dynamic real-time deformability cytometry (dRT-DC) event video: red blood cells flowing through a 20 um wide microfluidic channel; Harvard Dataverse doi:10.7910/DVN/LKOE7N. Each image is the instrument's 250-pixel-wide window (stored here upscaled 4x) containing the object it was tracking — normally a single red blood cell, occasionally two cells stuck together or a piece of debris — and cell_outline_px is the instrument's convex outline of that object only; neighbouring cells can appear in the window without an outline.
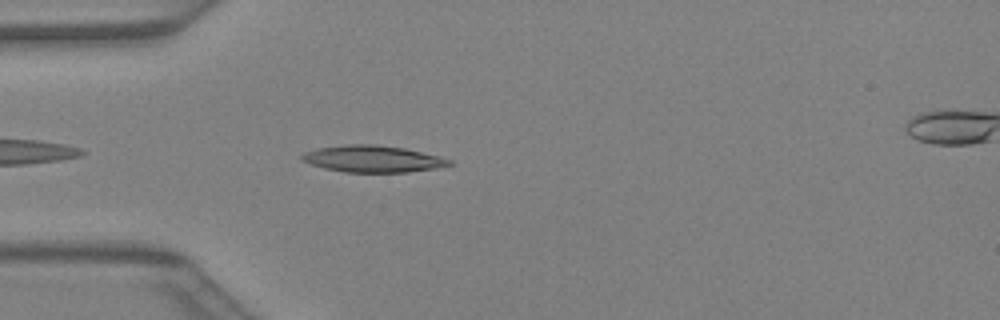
{"species": "Egyptian fruit bat (a non-hibernating species)", "species_latin": "Rousettus aegyptiacus", "temperature_condition": "warm", "stored_images_in_passage": 12, "camera_frame_rate_fps": 3000, "um_per_image_px": 0.085, "animal": {"sex": "female"}, "frame": {"image": 1, "passage_image": 3, "time_ms": 0.667, "image_size_px": [1000, 320], "cell_outline_px": [[452, 164], [436, 168], [408, 172], [344, 172], [324, 168], [300, 160], [300, 156], [304, 152], [320, 148], [344, 144], [376, 144], [404, 148], [440, 156], [452, 160]], "centroid_in_image_um": [31.68, 13.5], "position_along_channel_um": 53.3, "area_um2": 22.95}}
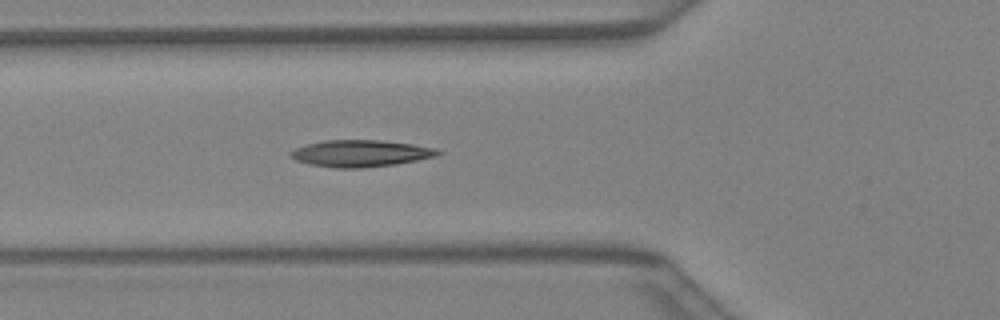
{"frame": {"image": 2, "passage_image": 6, "time_ms": 1.667, "image_size_px": [1000, 320], "cell_outline_px": [[444, 152], [436, 156], [396, 164], [364, 168], [336, 168], [312, 164], [296, 160], [288, 156], [288, 152], [296, 148], [308, 144], [324, 140], [380, 140], [412, 144], [436, 148]], "centroid_in_image_um": [30.66, 13.04], "position_along_channel_um": 95.1, "area_um2": 22.95}}
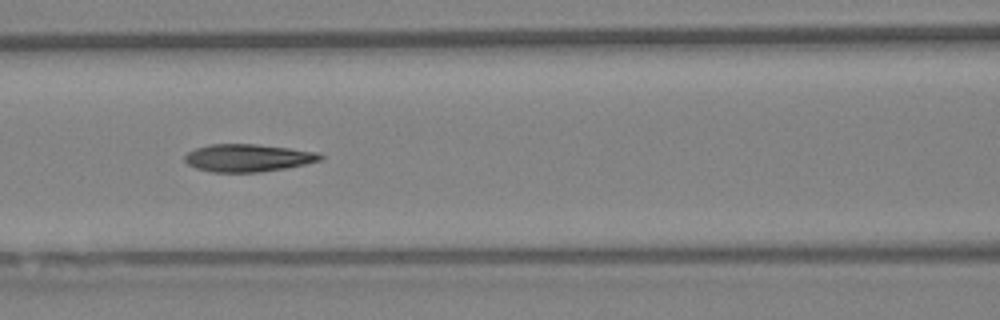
{"frame": {"image": 3, "passage_image": 9, "time_ms": 2.667, "image_size_px": [1000, 320], "cell_outline_px": [[324, 156], [320, 160], [304, 164], [284, 168], [260, 172], [212, 172], [196, 168], [188, 164], [184, 160], [184, 156], [188, 152], [196, 148], [208, 144], [256, 144], [288, 148], [316, 152]], "centroid_in_image_um": [21.03, 13.42], "position_along_channel_um": 145.6, "area_um2": 21.62}}